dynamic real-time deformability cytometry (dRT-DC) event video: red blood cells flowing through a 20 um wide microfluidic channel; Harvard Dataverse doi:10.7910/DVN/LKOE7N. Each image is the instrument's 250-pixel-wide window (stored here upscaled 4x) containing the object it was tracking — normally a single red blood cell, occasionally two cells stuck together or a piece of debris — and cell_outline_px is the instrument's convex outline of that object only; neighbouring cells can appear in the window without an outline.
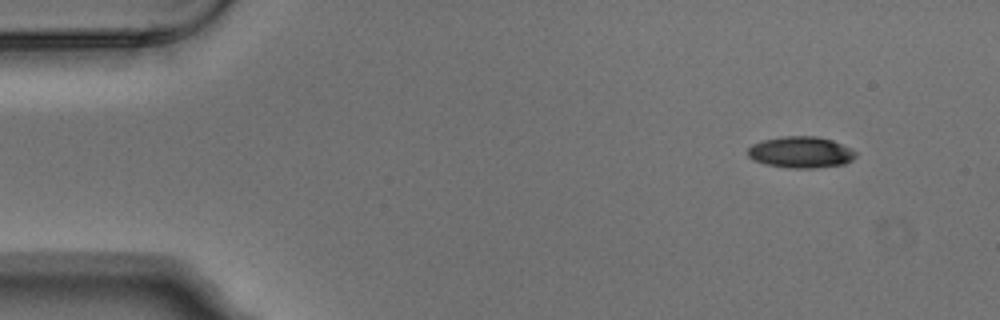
{"species": "Egyptian fruit bat (a non-hibernating species)", "species_latin": "Rousettus aegyptiacus", "temperature_condition": "warm", "stored_images_in_passage": 4, "segment_of_instrument_passage": [1, 2], "camera_frame_rate_fps": 3000, "um_per_image_px": 0.085, "animal": {"sex": "male"}, "frame": {"image": 1, "passage_image": 1, "time_ms": 0.0, "image_size_px": [1000, 320], "cell_outline_px": [[856, 156], [852, 160], [844, 164], [816, 168], [788, 168], [764, 164], [752, 160], [748, 156], [748, 148], [752, 144], [764, 140], [784, 136], [816, 136], [832, 140], [852, 148], [856, 152]], "centroid_in_image_um": [68.07, 12.95], "position_along_channel_um": 16.9, "area_um2": 19.88}}